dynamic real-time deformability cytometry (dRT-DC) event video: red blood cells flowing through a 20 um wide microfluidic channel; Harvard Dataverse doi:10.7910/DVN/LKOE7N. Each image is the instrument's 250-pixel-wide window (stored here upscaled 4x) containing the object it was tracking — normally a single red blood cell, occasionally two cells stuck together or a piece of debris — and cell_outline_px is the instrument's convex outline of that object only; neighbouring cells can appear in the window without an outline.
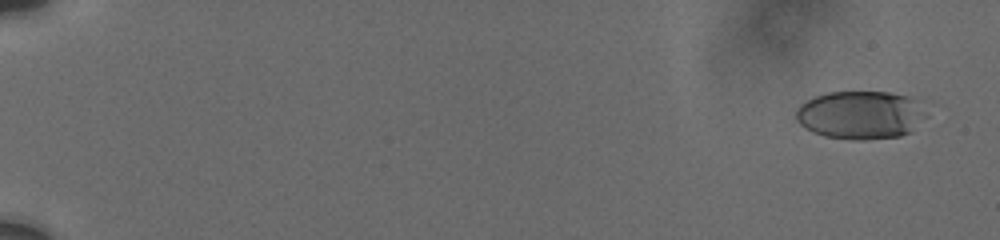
{"species": "human", "species_latin": "Homo sapiens", "temperature_condition": "cold", "stored_images_in_passage": 10, "camera_frame_rate_fps": 3000, "um_per_image_px": 0.085, "donor": {"sex": "male"}, "frame": {"image": 1, "passage_image": 1, "time_ms": 0.0, "image_size_px": [1000, 240], "cell_outline_px": [[912, 132], [900, 136], [860, 140], [852, 140], [824, 136], [812, 132], [800, 124], [796, 120], [796, 112], [800, 104], [816, 96], [828, 92], [888, 92], [908, 96], [912, 100]], "centroid_in_image_um": [72.87, 9.78], "position_along_channel_um": 12.1, "area_um2": 34.62}}
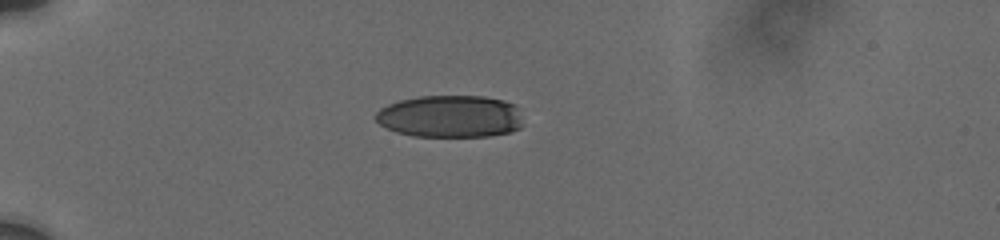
{"frame": {"image": 2, "passage_image": 7, "time_ms": 5.0, "image_size_px": [1000, 240], "cell_outline_px": [[520, 128], [508, 132], [488, 136], [412, 136], [396, 132], [380, 124], [376, 120], [376, 112], [380, 108], [388, 104], [400, 100], [420, 96], [484, 96], [504, 100], [516, 104], [520, 108]], "centroid_in_image_um": [38.28, 9.88], "position_along_channel_um": 46.7, "area_um2": 36.36}}
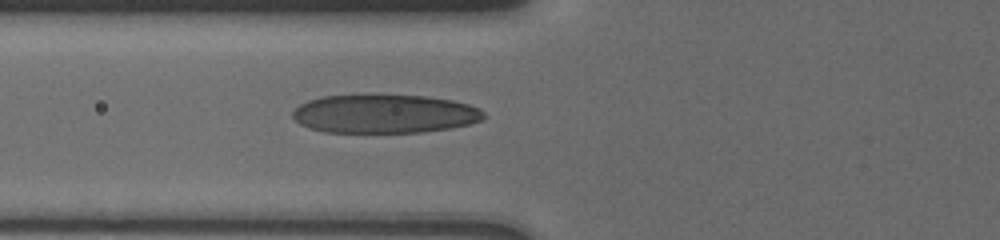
{"frame": {"image": 3, "passage_image": 10, "time_ms": 7.333, "image_size_px": [1000, 240], "cell_outline_px": [[484, 116], [480, 120], [468, 124], [448, 128], [424, 132], [324, 132], [308, 128], [300, 124], [292, 116], [292, 112], [300, 104], [308, 100], [324, 96], [424, 96], [452, 100], [468, 104], [484, 112]], "centroid_in_image_um": [32.64, 9.69], "position_along_channel_um": 93.2, "area_um2": 42.43}}